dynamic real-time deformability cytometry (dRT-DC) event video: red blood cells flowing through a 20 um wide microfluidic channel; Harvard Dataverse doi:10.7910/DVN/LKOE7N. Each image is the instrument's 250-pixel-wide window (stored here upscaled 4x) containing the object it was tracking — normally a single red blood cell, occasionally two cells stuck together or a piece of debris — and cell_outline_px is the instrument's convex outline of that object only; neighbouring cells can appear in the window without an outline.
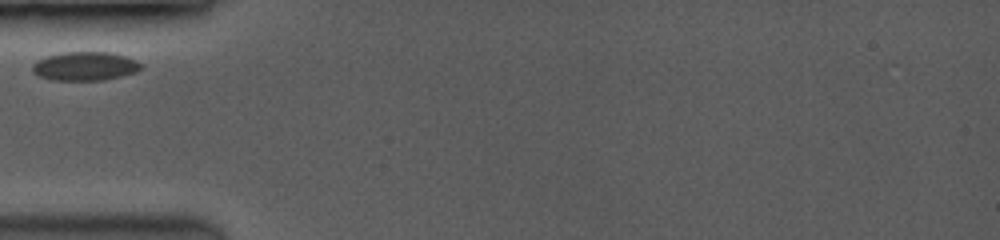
{"species": "common noctule bat (a hibernating species)", "species_latin": "Nyctalus noctula", "temperature_condition": "room temperature", "stored_images_in_passage": 6, "camera_frame_rate_fps": 3500, "um_per_image_px": 0.085, "animal": {"sex": "female", "body_mass_g": 19.0, "forearm_length_mm": 53.3}, "frame": {"image": 1, "passage_image": 1, "time_ms": 0.0, "image_size_px": [1000, 240], "cell_outline_px": [[144, 68], [136, 72], [104, 80], [52, 80], [40, 76], [32, 72], [32, 64], [48, 56], [64, 52], [112, 52], [136, 60], [144, 64]], "centroid_in_image_um": [7.28, 5.63], "position_along_channel_um": 77.7, "area_um2": 18.21}}
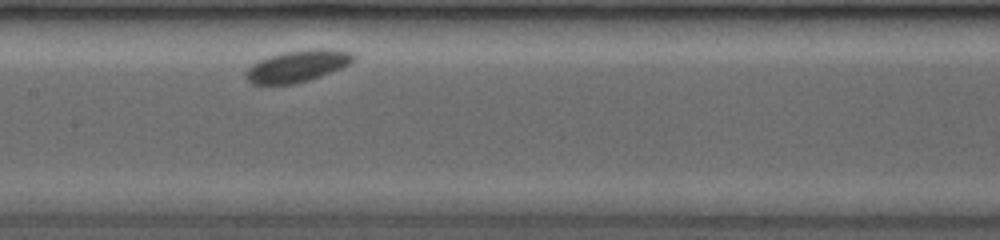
{"frame": {"image": 2, "passage_image": 4, "time_ms": 2.857, "image_size_px": [1000, 240], "cell_outline_px": [[356, 60], [332, 72], [308, 80], [292, 84], [252, 84], [244, 76], [244, 72], [252, 64], [268, 56], [284, 52], [308, 48], [332, 48], [352, 52], [356, 56]], "centroid_in_image_um": [25.31, 5.59], "position_along_channel_um": 182.1, "area_um2": 20.11}}
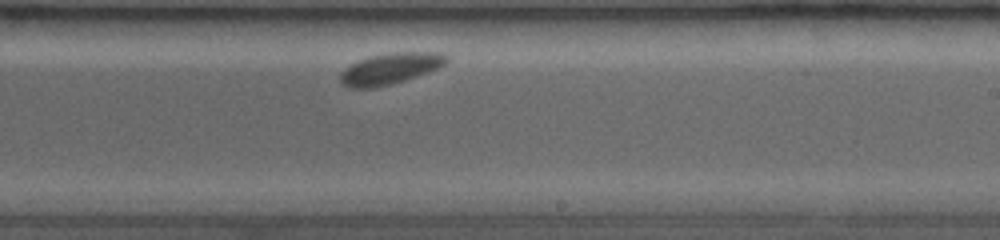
{"frame": {"image": 3, "passage_image": 6, "time_ms": 4.857, "image_size_px": [1000, 240], "cell_outline_px": [[448, 60], [444, 64], [428, 72], [404, 80], [388, 84], [368, 88], [352, 88], [344, 84], [340, 80], [340, 72], [344, 68], [368, 56], [392, 52], [440, 52], [448, 56]], "centroid_in_image_um": [33.17, 5.81], "position_along_channel_um": 255.8, "area_um2": 18.96}}